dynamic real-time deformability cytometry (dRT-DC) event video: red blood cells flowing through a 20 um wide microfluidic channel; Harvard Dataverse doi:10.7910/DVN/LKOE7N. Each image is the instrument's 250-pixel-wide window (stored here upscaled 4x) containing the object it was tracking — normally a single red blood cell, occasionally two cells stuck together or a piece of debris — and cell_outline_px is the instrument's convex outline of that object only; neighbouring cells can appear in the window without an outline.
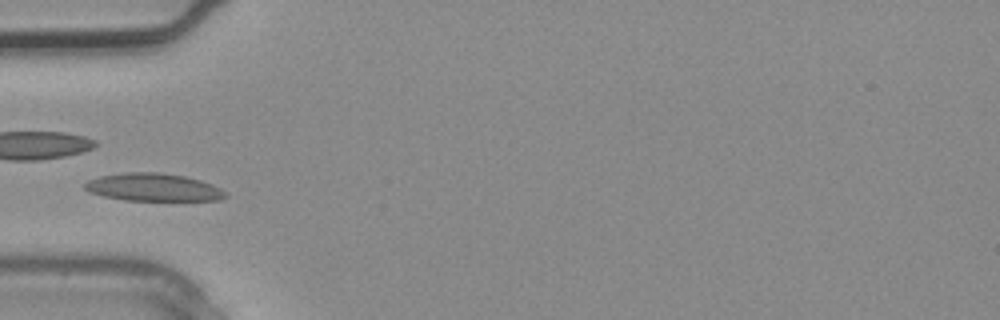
{"species": "common noctule bat (a hibernating species)", "species_latin": "Nyctalus noctula", "temperature_condition": "warm", "stored_images_in_passage": 1, "camera_frame_rate_fps": 3000, "um_per_image_px": 0.085, "animal": {"sex": "male", "body_mass_g": 20.4}, "frame": {"image": 1, "passage_image": 1, "time_ms": 0.0, "image_size_px": [1000, 320], "cell_outline_px": [[228, 196], [220, 200], [124, 200], [104, 196], [88, 192], [84, 188], [84, 184], [88, 180], [100, 176], [124, 172], [160, 172], [184, 176], [200, 180], [212, 184], [220, 188]], "centroid_in_image_um": [13.01, 15.91], "position_along_channel_um": 72.0, "area_um2": 22.72}}